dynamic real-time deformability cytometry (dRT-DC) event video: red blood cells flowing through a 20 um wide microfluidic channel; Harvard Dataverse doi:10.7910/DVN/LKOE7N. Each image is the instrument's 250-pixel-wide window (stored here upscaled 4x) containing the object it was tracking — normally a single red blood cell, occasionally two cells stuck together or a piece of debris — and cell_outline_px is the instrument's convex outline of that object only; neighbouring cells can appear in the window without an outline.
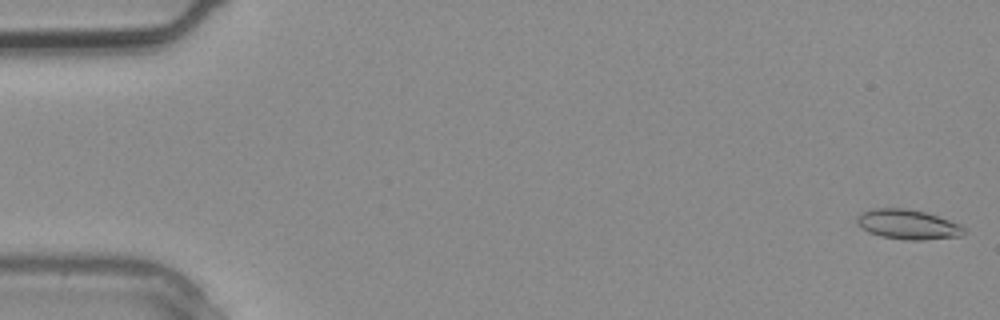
{"species": "common noctule bat (a hibernating species)", "species_latin": "Nyctalus noctula", "temperature_condition": "warm", "stored_images_in_passage": 4, "camera_frame_rate_fps": 3000, "um_per_image_px": 0.085, "animal": {"sex": "male", "body_mass_g": 20.4}, "frame": {"image": 1, "passage_image": 1, "time_ms": 0.0, "image_size_px": [1000, 320], "cell_outline_px": [[964, 232], [960, 236], [920, 240], [908, 240], [880, 236], [868, 232], [856, 220], [856, 216], [860, 212], [872, 208], [908, 208], [924, 212], [960, 224], [964, 228]], "centroid_in_image_um": [77.13, 19.06], "position_along_channel_um": 7.9, "area_um2": 18.38}}